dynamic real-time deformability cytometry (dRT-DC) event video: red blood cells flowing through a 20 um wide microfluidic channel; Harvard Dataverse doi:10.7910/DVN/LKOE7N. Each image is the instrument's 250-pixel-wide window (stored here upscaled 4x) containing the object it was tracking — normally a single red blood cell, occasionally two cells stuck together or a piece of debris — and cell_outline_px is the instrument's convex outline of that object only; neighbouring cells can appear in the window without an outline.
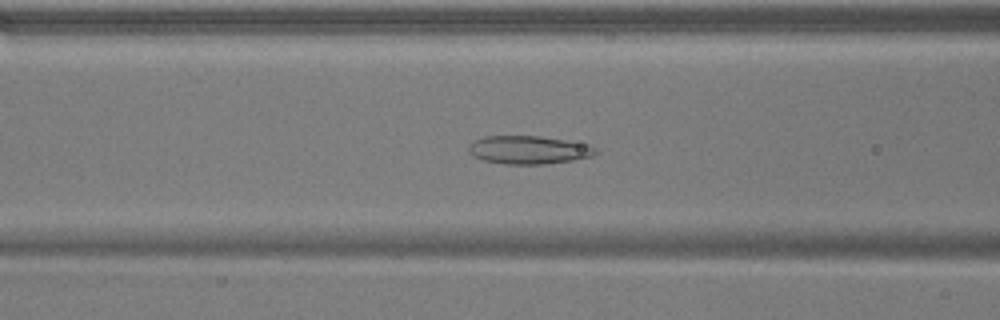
{"species": "common noctule bat (a hibernating species)", "species_latin": "Nyctalus noctula", "temperature_condition": "warm", "stored_images_in_passage": 55, "camera_frame_rate_fps": 3000, "um_per_image_px": 0.085, "animal": {"sex": "male", "body_mass_g": 17.9}, "frame": {"image": 1, "passage_image": 22, "time_ms": 7.0, "image_size_px": [1000, 320], "cell_outline_px": [[600, 152], [592, 156], [572, 160], [544, 164], [504, 164], [484, 160], [472, 156], [468, 152], [468, 144], [484, 136], [540, 136], [588, 144], [596, 148]], "centroid_in_image_um": [44.93, 12.74], "position_along_channel_um": 121.7, "area_um2": 20.92}}
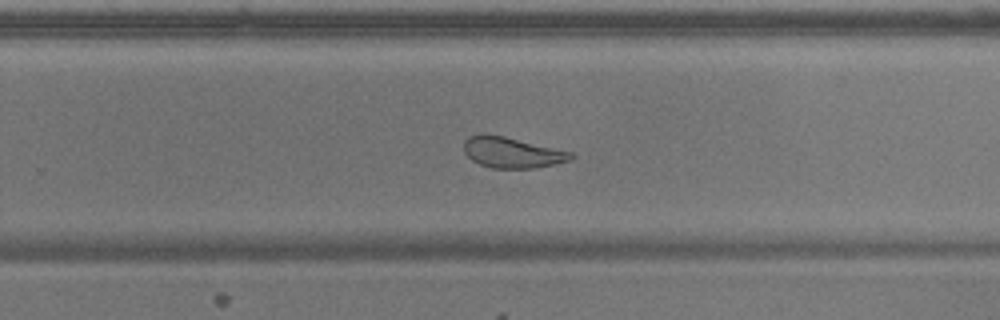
{"frame": {"image": 2, "passage_image": 35, "time_ms": 11.333, "image_size_px": [1000, 320], "cell_outline_px": [[576, 156], [572, 160], [556, 164], [536, 168], [492, 168], [480, 164], [472, 160], [464, 152], [464, 140], [468, 136], [480, 132], [504, 136], [572, 152]], "centroid_in_image_um": [43.52, 12.95], "position_along_channel_um": 286.3, "area_um2": 19.42}}
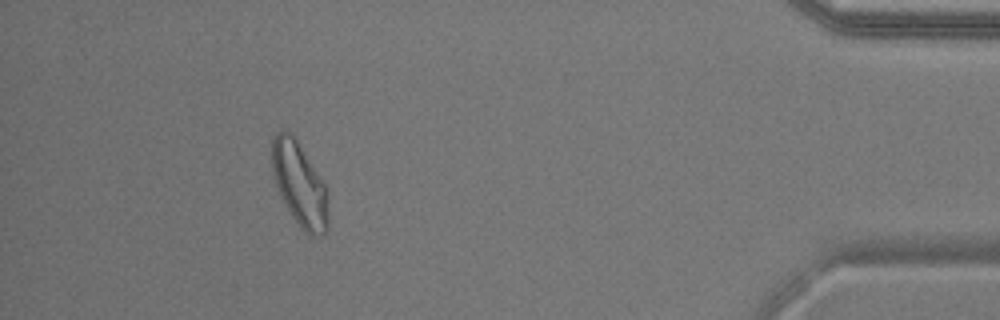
{"frame": {"image": 3, "passage_image": 49, "time_ms": 16.0, "image_size_px": [1000, 320], "cell_outline_px": [[328, 232], [324, 236], [308, 236], [300, 228], [292, 216], [280, 196], [276, 184], [272, 168], [272, 140], [276, 132], [280, 128], [284, 128], [292, 132], [296, 136], [324, 184], [328, 212]], "centroid_in_image_um": [25.45, 15.65], "position_along_channel_um": 409.7, "area_um2": 27.86}, "authors_computed_cell_mechanics": {"area_um2": 25.7788, "velocity_mm_per_s": 3.807, "shape_relaxation_time_tau1_ms": null, "shape_relaxation_time_tau2_ms": 2.4719, "deformation_change_tau1": null, "deformation_change_tau2": 0.0897}}